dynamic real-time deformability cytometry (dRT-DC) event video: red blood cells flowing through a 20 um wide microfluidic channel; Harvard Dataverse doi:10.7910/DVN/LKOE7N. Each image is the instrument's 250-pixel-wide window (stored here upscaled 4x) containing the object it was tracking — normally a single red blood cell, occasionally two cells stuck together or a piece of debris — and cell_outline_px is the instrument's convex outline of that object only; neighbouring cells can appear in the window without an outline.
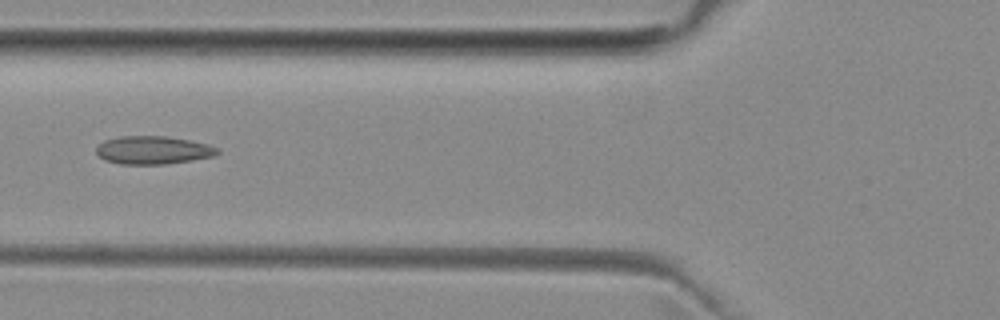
{"species": "common noctule bat (a hibernating species)", "species_latin": "Nyctalus noctula", "temperature_condition": "room temperature", "stored_images_in_passage": 5, "camera_frame_rate_fps": 3000, "um_per_image_px": 0.085, "animal": {"sex": "female", "body_mass_g": 29.2, "forearm_length_mm": 56.3}, "frame": {"image": 1, "passage_image": 4, "time_ms": 4.333, "image_size_px": [1000, 320], "cell_outline_px": [[220, 152], [216, 156], [192, 160], [164, 164], [120, 164], [104, 160], [96, 152], [96, 148], [104, 140], [120, 136], [164, 136], [188, 140], [208, 144], [220, 148]], "centroid_in_image_um": [13.04, 12.76], "position_along_channel_um": 112.8, "area_um2": 19.88}}
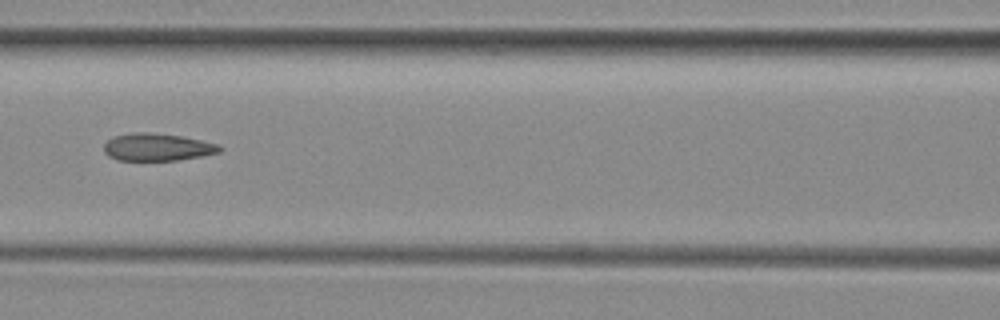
{"frame": {"image": 2, "passage_image": 5, "time_ms": 5.333, "image_size_px": [1000, 320], "cell_outline_px": [[224, 148], [220, 152], [200, 156], [176, 160], [116, 160], [108, 156], [104, 152], [104, 144], [108, 140], [116, 136], [136, 132], [144, 132], [180, 136], [220, 144]], "centroid_in_image_um": [13.38, 12.51], "position_along_channel_um": 153.2, "area_um2": 18.32}}